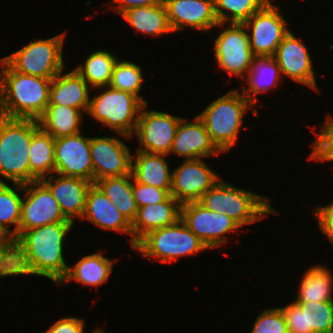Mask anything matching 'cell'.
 I'll list each match as a JSON object with an SVG mask.
<instances>
[{
    "instance_id": "obj_24",
    "label": "cell",
    "mask_w": 333,
    "mask_h": 333,
    "mask_svg": "<svg viewBox=\"0 0 333 333\" xmlns=\"http://www.w3.org/2000/svg\"><path fill=\"white\" fill-rule=\"evenodd\" d=\"M245 83L242 84L241 93L256 106L258 96L275 89L283 79L279 65L274 56H254L250 70L247 73Z\"/></svg>"
},
{
    "instance_id": "obj_2",
    "label": "cell",
    "mask_w": 333,
    "mask_h": 333,
    "mask_svg": "<svg viewBox=\"0 0 333 333\" xmlns=\"http://www.w3.org/2000/svg\"><path fill=\"white\" fill-rule=\"evenodd\" d=\"M51 81L19 73L0 58V115L38 120L49 104Z\"/></svg>"
},
{
    "instance_id": "obj_36",
    "label": "cell",
    "mask_w": 333,
    "mask_h": 333,
    "mask_svg": "<svg viewBox=\"0 0 333 333\" xmlns=\"http://www.w3.org/2000/svg\"><path fill=\"white\" fill-rule=\"evenodd\" d=\"M296 303L305 310L306 331L333 333V301Z\"/></svg>"
},
{
    "instance_id": "obj_26",
    "label": "cell",
    "mask_w": 333,
    "mask_h": 333,
    "mask_svg": "<svg viewBox=\"0 0 333 333\" xmlns=\"http://www.w3.org/2000/svg\"><path fill=\"white\" fill-rule=\"evenodd\" d=\"M114 260L98 252L82 257L72 267H68L66 276L59 283L76 281L84 286H94L96 289L106 283L113 272Z\"/></svg>"
},
{
    "instance_id": "obj_4",
    "label": "cell",
    "mask_w": 333,
    "mask_h": 333,
    "mask_svg": "<svg viewBox=\"0 0 333 333\" xmlns=\"http://www.w3.org/2000/svg\"><path fill=\"white\" fill-rule=\"evenodd\" d=\"M236 88L219 96L197 116L204 123L211 141L223 153L230 151L238 140L243 118L249 109L257 116V109Z\"/></svg>"
},
{
    "instance_id": "obj_27",
    "label": "cell",
    "mask_w": 333,
    "mask_h": 333,
    "mask_svg": "<svg viewBox=\"0 0 333 333\" xmlns=\"http://www.w3.org/2000/svg\"><path fill=\"white\" fill-rule=\"evenodd\" d=\"M121 17L135 29L136 33L146 36L159 37L173 32L163 0L156 5L129 9Z\"/></svg>"
},
{
    "instance_id": "obj_41",
    "label": "cell",
    "mask_w": 333,
    "mask_h": 333,
    "mask_svg": "<svg viewBox=\"0 0 333 333\" xmlns=\"http://www.w3.org/2000/svg\"><path fill=\"white\" fill-rule=\"evenodd\" d=\"M290 303L285 307H279L284 315L288 333H313L306 331L305 310H302L295 301Z\"/></svg>"
},
{
    "instance_id": "obj_18",
    "label": "cell",
    "mask_w": 333,
    "mask_h": 333,
    "mask_svg": "<svg viewBox=\"0 0 333 333\" xmlns=\"http://www.w3.org/2000/svg\"><path fill=\"white\" fill-rule=\"evenodd\" d=\"M225 214L241 227L255 224L264 217L280 213L272 207L269 197L238 188L226 182Z\"/></svg>"
},
{
    "instance_id": "obj_23",
    "label": "cell",
    "mask_w": 333,
    "mask_h": 333,
    "mask_svg": "<svg viewBox=\"0 0 333 333\" xmlns=\"http://www.w3.org/2000/svg\"><path fill=\"white\" fill-rule=\"evenodd\" d=\"M63 72L51 81L48 105L69 106L87 113L92 88L75 69L65 74Z\"/></svg>"
},
{
    "instance_id": "obj_22",
    "label": "cell",
    "mask_w": 333,
    "mask_h": 333,
    "mask_svg": "<svg viewBox=\"0 0 333 333\" xmlns=\"http://www.w3.org/2000/svg\"><path fill=\"white\" fill-rule=\"evenodd\" d=\"M180 209L181 204L172 195L161 203L138 207L131 223L132 249L150 231L175 224L180 219Z\"/></svg>"
},
{
    "instance_id": "obj_25",
    "label": "cell",
    "mask_w": 333,
    "mask_h": 333,
    "mask_svg": "<svg viewBox=\"0 0 333 333\" xmlns=\"http://www.w3.org/2000/svg\"><path fill=\"white\" fill-rule=\"evenodd\" d=\"M167 154L136 151L132 154L131 173L133 178L146 185L171 190L172 171L167 162Z\"/></svg>"
},
{
    "instance_id": "obj_46",
    "label": "cell",
    "mask_w": 333,
    "mask_h": 333,
    "mask_svg": "<svg viewBox=\"0 0 333 333\" xmlns=\"http://www.w3.org/2000/svg\"><path fill=\"white\" fill-rule=\"evenodd\" d=\"M16 243V238L0 224V244Z\"/></svg>"
},
{
    "instance_id": "obj_16",
    "label": "cell",
    "mask_w": 333,
    "mask_h": 333,
    "mask_svg": "<svg viewBox=\"0 0 333 333\" xmlns=\"http://www.w3.org/2000/svg\"><path fill=\"white\" fill-rule=\"evenodd\" d=\"M274 58L279 65L282 77H289L296 83L320 92L310 51L291 30L279 44Z\"/></svg>"
},
{
    "instance_id": "obj_11",
    "label": "cell",
    "mask_w": 333,
    "mask_h": 333,
    "mask_svg": "<svg viewBox=\"0 0 333 333\" xmlns=\"http://www.w3.org/2000/svg\"><path fill=\"white\" fill-rule=\"evenodd\" d=\"M272 2L243 23L255 56H274L279 44L290 31L287 20L279 12V5L275 6Z\"/></svg>"
},
{
    "instance_id": "obj_47",
    "label": "cell",
    "mask_w": 333,
    "mask_h": 333,
    "mask_svg": "<svg viewBox=\"0 0 333 333\" xmlns=\"http://www.w3.org/2000/svg\"><path fill=\"white\" fill-rule=\"evenodd\" d=\"M94 333H105L104 329L97 328V330Z\"/></svg>"
},
{
    "instance_id": "obj_37",
    "label": "cell",
    "mask_w": 333,
    "mask_h": 333,
    "mask_svg": "<svg viewBox=\"0 0 333 333\" xmlns=\"http://www.w3.org/2000/svg\"><path fill=\"white\" fill-rule=\"evenodd\" d=\"M312 142L307 159L319 162H333V116L328 115ZM333 169V168H332Z\"/></svg>"
},
{
    "instance_id": "obj_5",
    "label": "cell",
    "mask_w": 333,
    "mask_h": 333,
    "mask_svg": "<svg viewBox=\"0 0 333 333\" xmlns=\"http://www.w3.org/2000/svg\"><path fill=\"white\" fill-rule=\"evenodd\" d=\"M93 89L104 91L90 99L86 114L119 136L132 138L144 103L137 96L110 86Z\"/></svg>"
},
{
    "instance_id": "obj_19",
    "label": "cell",
    "mask_w": 333,
    "mask_h": 333,
    "mask_svg": "<svg viewBox=\"0 0 333 333\" xmlns=\"http://www.w3.org/2000/svg\"><path fill=\"white\" fill-rule=\"evenodd\" d=\"M183 118L177 128L169 154L181 156L185 160L218 156L222 152L211 141L204 123L198 116L188 122Z\"/></svg>"
},
{
    "instance_id": "obj_43",
    "label": "cell",
    "mask_w": 333,
    "mask_h": 333,
    "mask_svg": "<svg viewBox=\"0 0 333 333\" xmlns=\"http://www.w3.org/2000/svg\"><path fill=\"white\" fill-rule=\"evenodd\" d=\"M312 211L317 218L320 231L327 236L333 246V202L325 206L317 205Z\"/></svg>"
},
{
    "instance_id": "obj_8",
    "label": "cell",
    "mask_w": 333,
    "mask_h": 333,
    "mask_svg": "<svg viewBox=\"0 0 333 333\" xmlns=\"http://www.w3.org/2000/svg\"><path fill=\"white\" fill-rule=\"evenodd\" d=\"M224 29L214 40V54L219 68L230 76L245 79L254 59L248 31L243 23H218Z\"/></svg>"
},
{
    "instance_id": "obj_44",
    "label": "cell",
    "mask_w": 333,
    "mask_h": 333,
    "mask_svg": "<svg viewBox=\"0 0 333 333\" xmlns=\"http://www.w3.org/2000/svg\"><path fill=\"white\" fill-rule=\"evenodd\" d=\"M85 321L83 318L64 317L55 321L44 333H84ZM97 329L92 330L94 333Z\"/></svg>"
},
{
    "instance_id": "obj_20",
    "label": "cell",
    "mask_w": 333,
    "mask_h": 333,
    "mask_svg": "<svg viewBox=\"0 0 333 333\" xmlns=\"http://www.w3.org/2000/svg\"><path fill=\"white\" fill-rule=\"evenodd\" d=\"M100 229L129 234L132 248L131 222L117 209V206L95 185L86 195L85 211L82 216Z\"/></svg>"
},
{
    "instance_id": "obj_34",
    "label": "cell",
    "mask_w": 333,
    "mask_h": 333,
    "mask_svg": "<svg viewBox=\"0 0 333 333\" xmlns=\"http://www.w3.org/2000/svg\"><path fill=\"white\" fill-rule=\"evenodd\" d=\"M270 1L272 0H214L215 13L219 23H244Z\"/></svg>"
},
{
    "instance_id": "obj_14",
    "label": "cell",
    "mask_w": 333,
    "mask_h": 333,
    "mask_svg": "<svg viewBox=\"0 0 333 333\" xmlns=\"http://www.w3.org/2000/svg\"><path fill=\"white\" fill-rule=\"evenodd\" d=\"M82 132L55 139V173L94 184L90 137H85Z\"/></svg>"
},
{
    "instance_id": "obj_10",
    "label": "cell",
    "mask_w": 333,
    "mask_h": 333,
    "mask_svg": "<svg viewBox=\"0 0 333 333\" xmlns=\"http://www.w3.org/2000/svg\"><path fill=\"white\" fill-rule=\"evenodd\" d=\"M144 104L133 133L139 140L136 151L169 155L176 131L182 117L167 112L147 109Z\"/></svg>"
},
{
    "instance_id": "obj_13",
    "label": "cell",
    "mask_w": 333,
    "mask_h": 333,
    "mask_svg": "<svg viewBox=\"0 0 333 333\" xmlns=\"http://www.w3.org/2000/svg\"><path fill=\"white\" fill-rule=\"evenodd\" d=\"M170 195L181 205L198 202L221 178L203 158L185 160L172 171Z\"/></svg>"
},
{
    "instance_id": "obj_15",
    "label": "cell",
    "mask_w": 333,
    "mask_h": 333,
    "mask_svg": "<svg viewBox=\"0 0 333 333\" xmlns=\"http://www.w3.org/2000/svg\"><path fill=\"white\" fill-rule=\"evenodd\" d=\"M118 136L90 137L94 183L106 177L131 174L132 154Z\"/></svg>"
},
{
    "instance_id": "obj_45",
    "label": "cell",
    "mask_w": 333,
    "mask_h": 333,
    "mask_svg": "<svg viewBox=\"0 0 333 333\" xmlns=\"http://www.w3.org/2000/svg\"><path fill=\"white\" fill-rule=\"evenodd\" d=\"M162 0H111L107 5L115 7V12L122 16L126 11L136 7L152 6L160 3Z\"/></svg>"
},
{
    "instance_id": "obj_1",
    "label": "cell",
    "mask_w": 333,
    "mask_h": 333,
    "mask_svg": "<svg viewBox=\"0 0 333 333\" xmlns=\"http://www.w3.org/2000/svg\"><path fill=\"white\" fill-rule=\"evenodd\" d=\"M75 223L54 222L23 231L16 238V263L19 276L45 277L59 284L66 276L64 241Z\"/></svg>"
},
{
    "instance_id": "obj_40",
    "label": "cell",
    "mask_w": 333,
    "mask_h": 333,
    "mask_svg": "<svg viewBox=\"0 0 333 333\" xmlns=\"http://www.w3.org/2000/svg\"><path fill=\"white\" fill-rule=\"evenodd\" d=\"M205 209L225 213L226 182L220 179L212 188L207 190L198 201Z\"/></svg>"
},
{
    "instance_id": "obj_21",
    "label": "cell",
    "mask_w": 333,
    "mask_h": 333,
    "mask_svg": "<svg viewBox=\"0 0 333 333\" xmlns=\"http://www.w3.org/2000/svg\"><path fill=\"white\" fill-rule=\"evenodd\" d=\"M41 181L50 189L58 201L64 216L75 223V217L81 219L85 211L86 195L93 184L78 177H65L53 173Z\"/></svg>"
},
{
    "instance_id": "obj_28",
    "label": "cell",
    "mask_w": 333,
    "mask_h": 333,
    "mask_svg": "<svg viewBox=\"0 0 333 333\" xmlns=\"http://www.w3.org/2000/svg\"><path fill=\"white\" fill-rule=\"evenodd\" d=\"M83 115L84 113L77 108L48 105L38 122L44 132L56 139L81 132Z\"/></svg>"
},
{
    "instance_id": "obj_38",
    "label": "cell",
    "mask_w": 333,
    "mask_h": 333,
    "mask_svg": "<svg viewBox=\"0 0 333 333\" xmlns=\"http://www.w3.org/2000/svg\"><path fill=\"white\" fill-rule=\"evenodd\" d=\"M250 333H288L282 310L279 307L262 310Z\"/></svg>"
},
{
    "instance_id": "obj_29",
    "label": "cell",
    "mask_w": 333,
    "mask_h": 333,
    "mask_svg": "<svg viewBox=\"0 0 333 333\" xmlns=\"http://www.w3.org/2000/svg\"><path fill=\"white\" fill-rule=\"evenodd\" d=\"M295 302L333 301V274L325 265H312L303 274Z\"/></svg>"
},
{
    "instance_id": "obj_39",
    "label": "cell",
    "mask_w": 333,
    "mask_h": 333,
    "mask_svg": "<svg viewBox=\"0 0 333 333\" xmlns=\"http://www.w3.org/2000/svg\"><path fill=\"white\" fill-rule=\"evenodd\" d=\"M132 192L137 207L161 203L170 196V193L166 189L139 183L133 178V175Z\"/></svg>"
},
{
    "instance_id": "obj_42",
    "label": "cell",
    "mask_w": 333,
    "mask_h": 333,
    "mask_svg": "<svg viewBox=\"0 0 333 333\" xmlns=\"http://www.w3.org/2000/svg\"><path fill=\"white\" fill-rule=\"evenodd\" d=\"M17 275L16 243L0 244V278Z\"/></svg>"
},
{
    "instance_id": "obj_33",
    "label": "cell",
    "mask_w": 333,
    "mask_h": 333,
    "mask_svg": "<svg viewBox=\"0 0 333 333\" xmlns=\"http://www.w3.org/2000/svg\"><path fill=\"white\" fill-rule=\"evenodd\" d=\"M16 186V188H15ZM23 184L0 183V224L15 238L19 236V224L23 195ZM10 225V226H9ZM15 227L11 229L10 227Z\"/></svg>"
},
{
    "instance_id": "obj_3",
    "label": "cell",
    "mask_w": 333,
    "mask_h": 333,
    "mask_svg": "<svg viewBox=\"0 0 333 333\" xmlns=\"http://www.w3.org/2000/svg\"><path fill=\"white\" fill-rule=\"evenodd\" d=\"M39 129L38 120L0 115V183L24 185L38 180L29 169V147Z\"/></svg>"
},
{
    "instance_id": "obj_17",
    "label": "cell",
    "mask_w": 333,
    "mask_h": 333,
    "mask_svg": "<svg viewBox=\"0 0 333 333\" xmlns=\"http://www.w3.org/2000/svg\"><path fill=\"white\" fill-rule=\"evenodd\" d=\"M173 32L184 28L209 32L218 25L214 0H163Z\"/></svg>"
},
{
    "instance_id": "obj_7",
    "label": "cell",
    "mask_w": 333,
    "mask_h": 333,
    "mask_svg": "<svg viewBox=\"0 0 333 333\" xmlns=\"http://www.w3.org/2000/svg\"><path fill=\"white\" fill-rule=\"evenodd\" d=\"M65 33L48 39H35L2 59L19 73L53 79L65 69L63 56Z\"/></svg>"
},
{
    "instance_id": "obj_6",
    "label": "cell",
    "mask_w": 333,
    "mask_h": 333,
    "mask_svg": "<svg viewBox=\"0 0 333 333\" xmlns=\"http://www.w3.org/2000/svg\"><path fill=\"white\" fill-rule=\"evenodd\" d=\"M133 250L145 257L158 259L163 264L177 261L180 257L192 256L209 250L179 219L175 224L155 229L143 236Z\"/></svg>"
},
{
    "instance_id": "obj_32",
    "label": "cell",
    "mask_w": 333,
    "mask_h": 333,
    "mask_svg": "<svg viewBox=\"0 0 333 333\" xmlns=\"http://www.w3.org/2000/svg\"><path fill=\"white\" fill-rule=\"evenodd\" d=\"M118 59L117 55L108 50H97L87 56L83 64L74 69L91 88L109 86Z\"/></svg>"
},
{
    "instance_id": "obj_31",
    "label": "cell",
    "mask_w": 333,
    "mask_h": 333,
    "mask_svg": "<svg viewBox=\"0 0 333 333\" xmlns=\"http://www.w3.org/2000/svg\"><path fill=\"white\" fill-rule=\"evenodd\" d=\"M55 138L41 128L33 135L29 147L30 172L41 180L55 173Z\"/></svg>"
},
{
    "instance_id": "obj_9",
    "label": "cell",
    "mask_w": 333,
    "mask_h": 333,
    "mask_svg": "<svg viewBox=\"0 0 333 333\" xmlns=\"http://www.w3.org/2000/svg\"><path fill=\"white\" fill-rule=\"evenodd\" d=\"M180 219L208 249L227 244L229 233H237L242 227L225 213L205 209L198 202L181 205Z\"/></svg>"
},
{
    "instance_id": "obj_12",
    "label": "cell",
    "mask_w": 333,
    "mask_h": 333,
    "mask_svg": "<svg viewBox=\"0 0 333 333\" xmlns=\"http://www.w3.org/2000/svg\"><path fill=\"white\" fill-rule=\"evenodd\" d=\"M19 235L29 229L54 222H71L63 214L50 189L41 181L23 185Z\"/></svg>"
},
{
    "instance_id": "obj_30",
    "label": "cell",
    "mask_w": 333,
    "mask_h": 333,
    "mask_svg": "<svg viewBox=\"0 0 333 333\" xmlns=\"http://www.w3.org/2000/svg\"><path fill=\"white\" fill-rule=\"evenodd\" d=\"M132 223L137 205L132 192V173L120 177H106L94 183Z\"/></svg>"
},
{
    "instance_id": "obj_35",
    "label": "cell",
    "mask_w": 333,
    "mask_h": 333,
    "mask_svg": "<svg viewBox=\"0 0 333 333\" xmlns=\"http://www.w3.org/2000/svg\"><path fill=\"white\" fill-rule=\"evenodd\" d=\"M142 68L134 62L118 59L115 63L109 86L137 96L144 104L148 103L140 95L143 86Z\"/></svg>"
}]
</instances>
